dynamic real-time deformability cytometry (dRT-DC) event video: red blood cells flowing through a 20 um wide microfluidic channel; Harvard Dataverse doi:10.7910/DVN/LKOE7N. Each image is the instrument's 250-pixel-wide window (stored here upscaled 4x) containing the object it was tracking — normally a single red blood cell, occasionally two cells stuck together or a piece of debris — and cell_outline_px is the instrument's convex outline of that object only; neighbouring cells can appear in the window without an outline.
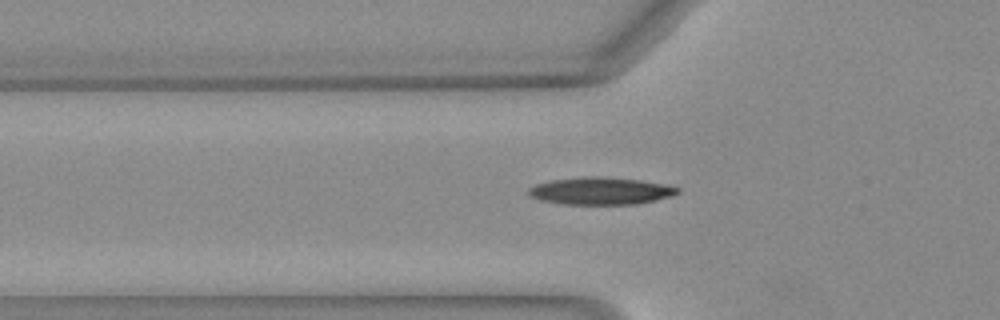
{"species": "Egyptian fruit bat (a non-hibernating species)", "species_latin": "Rousettus aegyptiacus", "temperature_condition": "warm", "stored_images_in_passage": 36, "camera_frame_rate_fps": 3000, "um_per_image_px": 0.085, "animal": {"sex": "female"}, "frame": {"image": 1, "passage_image": 5, "time_ms": 1.333, "image_size_px": [1000, 320], "cell_outline_px": [[680, 192], [672, 196], [656, 200], [636, 204], [564, 204], [540, 200], [528, 196], [528, 188], [536, 184], [552, 180], [584, 176], [604, 176], [640, 180], [668, 184], [680, 188]], "centroid_in_image_um": [51.08, 16.22], "position_along_channel_um": 74.7, "area_um2": 23.99}}
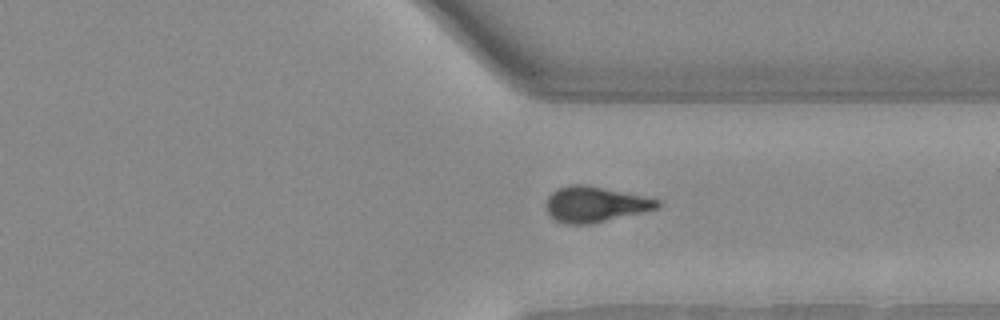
{"frame": {"image": 2, "passage_image": 26, "time_ms": 8.333, "image_size_px": [1000, 320], "cell_outline_px": [[660, 204], [656, 208], [640, 212], [588, 224], [568, 224], [556, 220], [548, 212], [548, 196], [556, 188], [572, 184], [584, 184], [660, 200]], "centroid_in_image_um": [50.54, 17.35], "position_along_channel_um": 360.9, "area_um2": 22.25}}
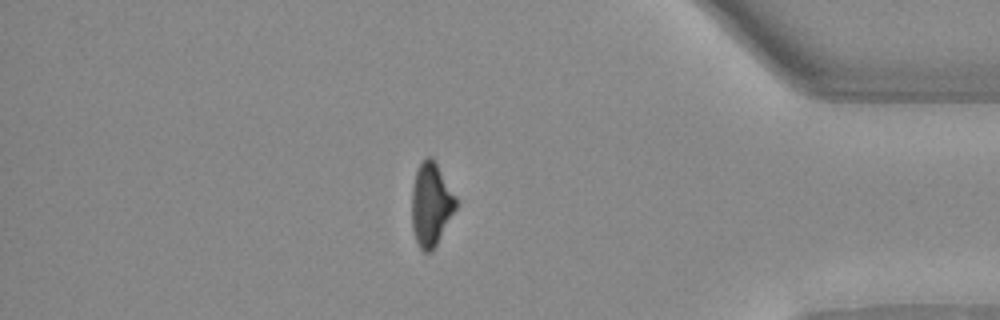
{"frame": {"image": 3, "passage_image": 31, "time_ms": 10.0, "image_size_px": [1000, 320], "cell_outline_px": [[456, 208], [436, 244], [428, 252], [424, 252], [420, 248], [416, 240], [412, 228], [412, 188], [416, 172], [420, 164], [428, 156], [432, 156], [436, 160], [456, 196]], "centroid_in_image_um": [36.64, 17.32], "position_along_channel_um": 398.6, "area_um2": 21.21}}